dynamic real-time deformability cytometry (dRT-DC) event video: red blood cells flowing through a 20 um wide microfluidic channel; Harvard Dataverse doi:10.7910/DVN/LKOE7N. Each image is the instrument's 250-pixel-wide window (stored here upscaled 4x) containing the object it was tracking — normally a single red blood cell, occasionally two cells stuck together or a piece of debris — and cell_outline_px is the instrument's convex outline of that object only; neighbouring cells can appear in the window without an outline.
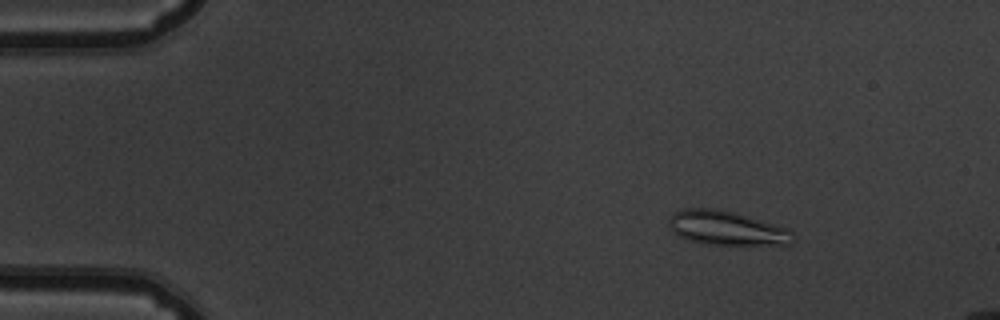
{"species": "common noctule bat (a hibernating species)", "species_latin": "Nyctalus noctula", "temperature_condition": "warm", "stored_images_in_passage": 48, "segment_of_instrument_passage": [1, 2], "camera_frame_rate_fps": 3000, "um_per_image_px": 0.085, "animal": {"sex": "male", "body_mass_g": 19.5, "forearm_length_mm": 54.6}, "frame": {"image": 1, "passage_image": 1, "time_ms": 0.0, "image_size_px": [1000, 320], "cell_outline_px": [[796, 240], [792, 244], [700, 244], [684, 240], [672, 232], [668, 224], [668, 220], [672, 212], [684, 208], [716, 208], [732, 212], [788, 228], [792, 232]], "centroid_in_image_um": [61.69, 19.39], "position_along_channel_um": 23.3, "area_um2": 24.91}}
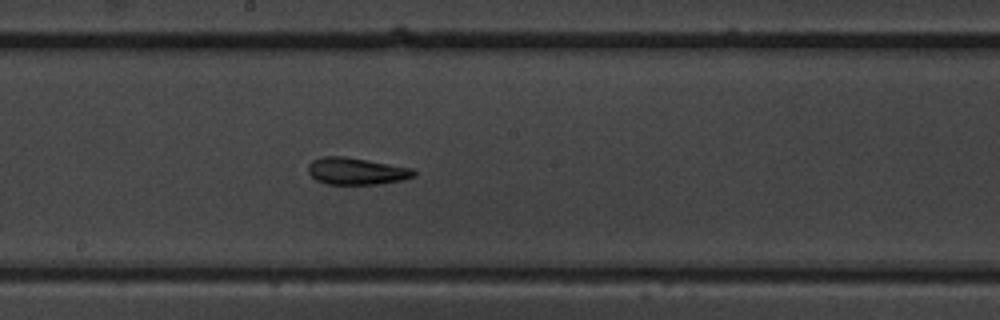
{"frame": {"image": 2, "passage_image": 23, "time_ms": 7.333, "image_size_px": [1000, 320], "cell_outline_px": [[416, 176], [404, 180], [380, 184], [328, 184], [316, 180], [308, 172], [308, 164], [312, 160], [324, 156], [344, 156], [368, 160], [412, 168], [416, 172]], "centroid_in_image_um": [30.31, 14.55], "position_along_channel_um": 217.9, "area_um2": 16.7}}
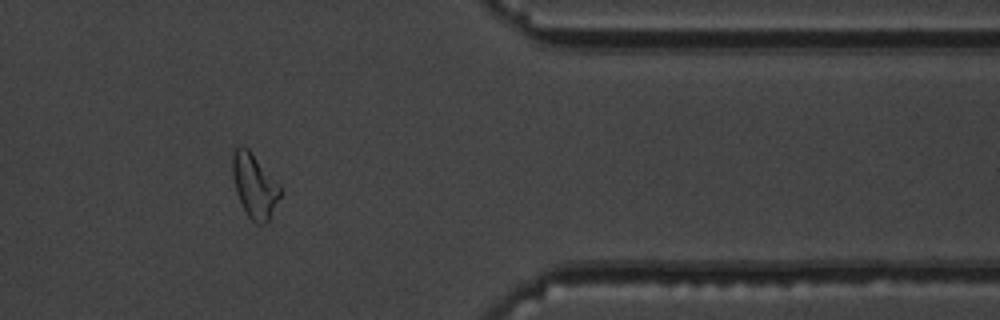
{"frame": {"image": 3, "passage_image": 38, "time_ms": 12.333, "image_size_px": [1000, 320], "cell_outline_px": [[280, 196], [268, 220], [264, 224], [256, 224], [248, 216], [236, 192], [232, 172], [232, 156], [236, 144], [240, 144], [248, 148], [280, 184]], "centroid_in_image_um": [21.61, 15.74], "position_along_channel_um": 389.8, "area_um2": 17.74}}